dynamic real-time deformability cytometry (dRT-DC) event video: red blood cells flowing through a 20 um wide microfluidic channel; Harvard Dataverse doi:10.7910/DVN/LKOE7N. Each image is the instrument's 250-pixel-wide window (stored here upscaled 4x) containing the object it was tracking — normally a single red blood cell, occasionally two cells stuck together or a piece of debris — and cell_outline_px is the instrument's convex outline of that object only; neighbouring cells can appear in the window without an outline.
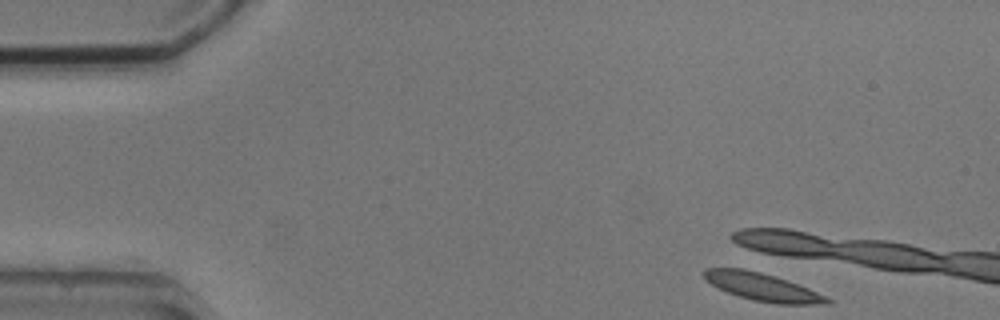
{"species": "common noctule bat (a hibernating species)", "species_latin": "Nyctalus noctula", "temperature_condition": "cold", "stored_images_in_passage": 1, "camera_frame_rate_fps": 3000, "um_per_image_px": 0.085, "animal": {"sex": "male", "body_mass_g": 20.5, "forearm_length_mm": 52.5}, "frame": {"image": 1, "passage_image": 1, "time_ms": 0.0, "image_size_px": [1000, 320], "cell_outline_px": [[832, 304], [776, 304], [752, 300], [728, 292], [712, 284], [704, 276], [704, 268], [744, 268], [776, 276], [788, 280], [828, 296], [832, 300]], "centroid_in_image_um": [64.88, 24.4], "position_along_channel_um": 20.1, "area_um2": 19.88}}